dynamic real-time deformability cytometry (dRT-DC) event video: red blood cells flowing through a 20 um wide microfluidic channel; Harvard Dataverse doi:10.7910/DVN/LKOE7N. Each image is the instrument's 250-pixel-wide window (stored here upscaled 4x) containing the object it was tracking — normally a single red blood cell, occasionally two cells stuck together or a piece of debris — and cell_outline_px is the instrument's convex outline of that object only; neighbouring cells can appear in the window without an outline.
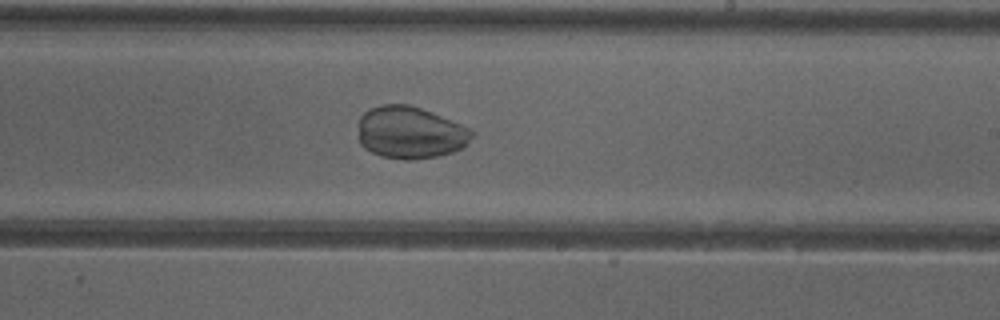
{"species": "common noctule bat (a hibernating species)", "species_latin": "Nyctalus noctula", "temperature_condition": "cold", "stored_images_in_passage": 51, "camera_frame_rate_fps": 3000, "um_per_image_px": 0.085, "animal": {"sex": "female"}, "frame": {"image": 1, "passage_image": 30, "time_ms": 9.667, "image_size_px": [1000, 320], "cell_outline_px": [[476, 132], [460, 148], [452, 152], [440, 156], [416, 160], [404, 160], [380, 156], [364, 148], [360, 144], [360, 116], [368, 108], [380, 104], [408, 104], [432, 112], [460, 124]], "centroid_in_image_um": [34.84, 11.27], "position_along_channel_um": 254.2, "area_um2": 34.56}}
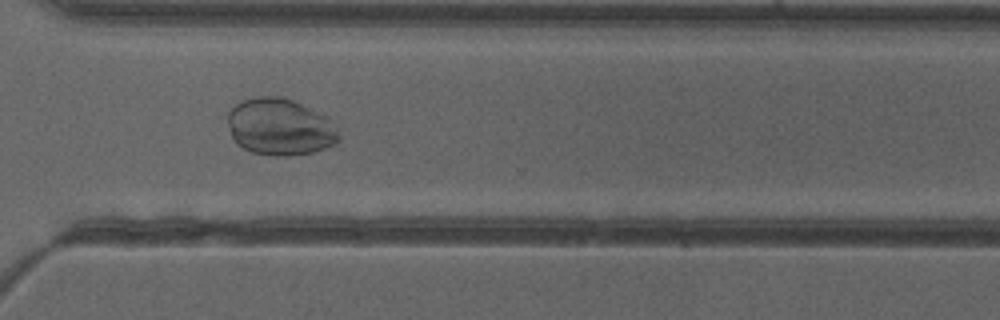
{"frame": {"image": 2, "passage_image": 37, "time_ms": 12.0, "image_size_px": [1000, 320], "cell_outline_px": [[340, 140], [324, 148], [312, 152], [288, 156], [276, 156], [252, 152], [236, 144], [232, 136], [228, 124], [228, 112], [240, 100], [256, 96], [284, 96], [332, 120], [340, 136]], "centroid_in_image_um": [23.77, 10.78], "position_along_channel_um": 346.8, "area_um2": 36.7}}